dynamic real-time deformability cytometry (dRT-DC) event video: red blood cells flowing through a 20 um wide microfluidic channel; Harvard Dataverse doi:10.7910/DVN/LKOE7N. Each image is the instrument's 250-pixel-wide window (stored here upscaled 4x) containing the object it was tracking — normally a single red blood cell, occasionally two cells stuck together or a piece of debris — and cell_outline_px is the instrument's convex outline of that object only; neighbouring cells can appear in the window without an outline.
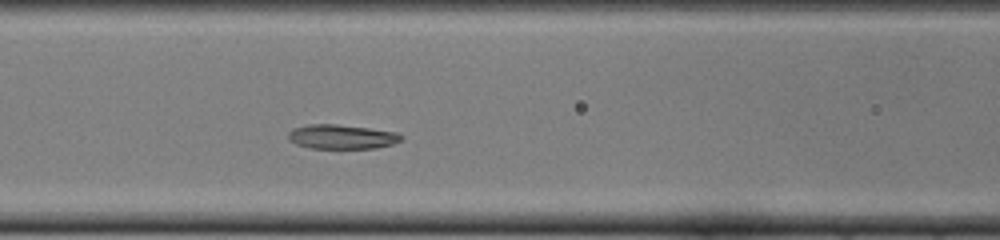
{"species": "common noctule bat (a hibernating species)", "species_latin": "Nyctalus noctula", "temperature_condition": "cold", "stored_images_in_passage": 30, "camera_frame_rate_fps": 3000, "um_per_image_px": 0.085, "animal": {"sex": "female", "body_mass_g": 22.0, "forearm_length_mm": 56.7}, "frame": {"image": 1, "passage_image": 11, "time_ms": 3.333, "image_size_px": [1000, 240], "cell_outline_px": [[404, 140], [392, 144], [376, 148], [308, 148], [296, 144], [288, 140], [288, 132], [292, 128], [308, 124], [336, 124], [368, 128], [396, 132], [404, 136]], "centroid_in_image_um": [29.04, 11.62], "position_along_channel_um": 137.6, "area_um2": 16.18}}
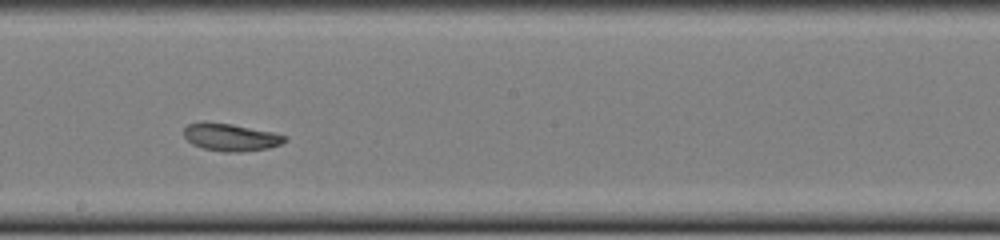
{"frame": {"image": 2, "passage_image": 18, "time_ms": 5.667, "image_size_px": [1000, 240], "cell_outline_px": [[288, 140], [280, 144], [268, 148], [240, 152], [224, 152], [204, 148], [192, 144], [184, 136], [184, 128], [188, 124], [204, 120], [232, 124], [272, 132], [284, 136]], "centroid_in_image_um": [19.56, 11.65], "position_along_channel_um": 228.6, "area_um2": 16.18}}
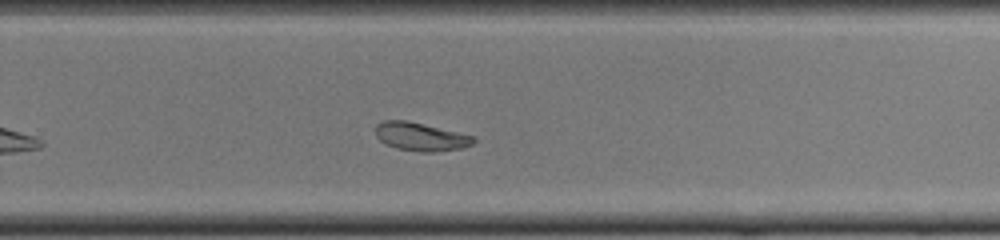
{"frame": {"image": 3, "passage_image": 23, "time_ms": 7.333, "image_size_px": [1000, 240], "cell_outline_px": [[476, 140], [472, 144], [460, 148], [436, 152], [420, 152], [396, 148], [384, 144], [376, 136], [376, 124], [384, 120], [404, 120], [476, 136]], "centroid_in_image_um": [35.75, 11.63], "position_along_channel_um": 294.1, "area_um2": 16.13}, "authors_computed_cell_mechanics": {"area_um2": 16.3574, "velocity_mm_per_s": 3.9241, "shape_relaxation_time_tau1_ms": 2.8777, "shape_relaxation_time_tau2_ms": 2.199, "deformation_change_tau1": 0.1704, "deformation_change_tau2": 0.0767}}